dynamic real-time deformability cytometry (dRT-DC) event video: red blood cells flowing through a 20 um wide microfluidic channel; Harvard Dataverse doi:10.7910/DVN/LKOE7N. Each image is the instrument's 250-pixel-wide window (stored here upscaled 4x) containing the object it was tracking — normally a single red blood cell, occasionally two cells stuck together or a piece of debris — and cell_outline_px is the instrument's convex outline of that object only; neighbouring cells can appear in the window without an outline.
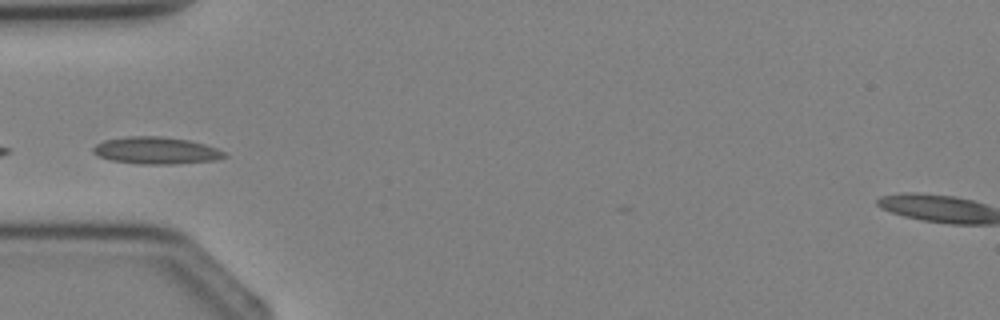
{"species": "Egyptian fruit bat (a non-hibernating species)", "species_latin": "Rousettus aegyptiacus", "temperature_condition": "cold", "stored_images_in_passage": 5, "camera_frame_rate_fps": 3000, "um_per_image_px": 0.085, "animal": {"sex": "female"}, "frame": {"image": 1, "passage_image": 5, "time_ms": 4.667, "image_size_px": [1000, 320], "cell_outline_px": [[228, 156], [216, 160], [172, 164], [140, 164], [112, 160], [96, 156], [92, 152], [92, 148], [96, 144], [104, 140], [128, 136], [164, 136], [188, 140], [204, 144], [216, 148], [224, 152]], "centroid_in_image_um": [13.24, 12.79], "position_along_channel_um": 71.8, "area_um2": 20.75}}